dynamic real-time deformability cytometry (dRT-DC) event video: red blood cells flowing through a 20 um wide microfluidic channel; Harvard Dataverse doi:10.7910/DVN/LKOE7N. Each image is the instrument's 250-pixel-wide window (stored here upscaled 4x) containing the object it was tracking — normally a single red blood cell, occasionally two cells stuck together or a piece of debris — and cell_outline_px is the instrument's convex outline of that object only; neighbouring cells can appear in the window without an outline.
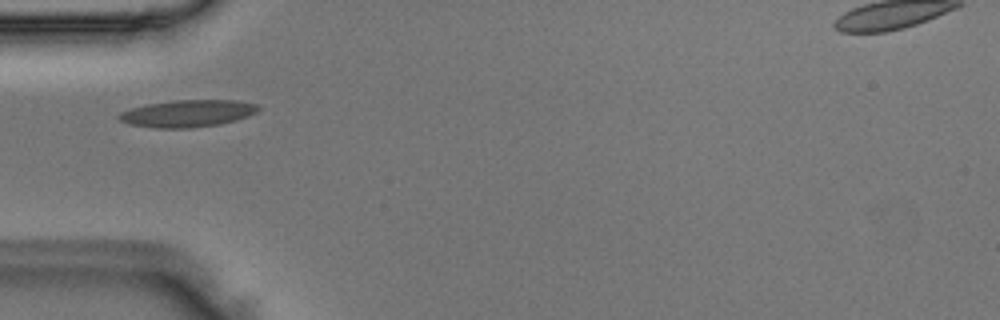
{"species": "Egyptian fruit bat (a non-hibernating species)", "species_latin": "Rousettus aegyptiacus", "temperature_condition": "room temperature", "stored_images_in_passage": 32, "camera_frame_rate_fps": 3000, "um_per_image_px": 0.085, "animal": {"sex": "male"}, "frame": {"image": 1, "passage_image": 2, "time_ms": 0.333, "image_size_px": [1000, 320], "cell_outline_px": [[260, 108], [256, 112], [248, 116], [236, 120], [220, 124], [192, 128], [152, 128], [128, 124], [120, 120], [116, 116], [120, 112], [132, 108], [148, 104], [176, 100], [236, 100], [256, 104]], "centroid_in_image_um": [15.93, 9.65], "position_along_channel_um": 69.1, "area_um2": 22.02}}
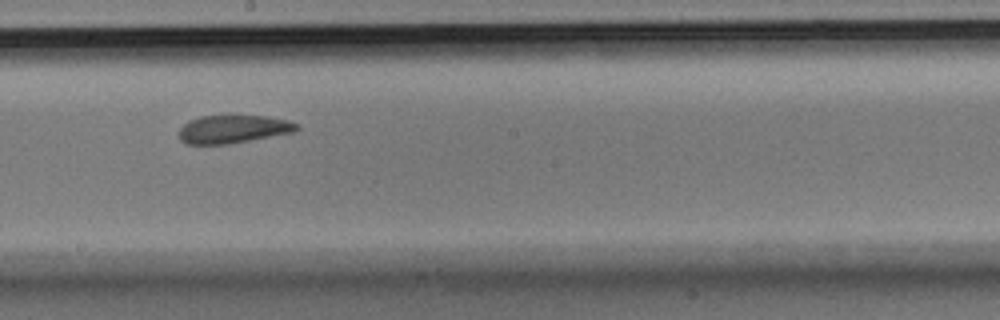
{"frame": {"image": 2, "passage_image": 14, "time_ms": 4.333, "image_size_px": [1000, 320], "cell_outline_px": [[300, 128], [296, 132], [228, 144], [184, 144], [180, 140], [180, 128], [188, 120], [200, 116], [228, 112], [232, 112], [264, 116], [288, 120], [300, 124]], "centroid_in_image_um": [19.84, 10.92], "position_along_channel_um": 228.4, "area_um2": 20.35}}
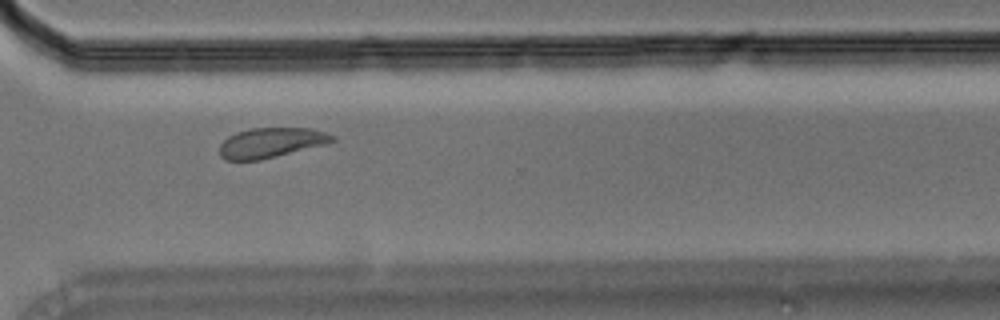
{"frame": {"image": 3, "passage_image": 23, "time_ms": 7.333, "image_size_px": [1000, 320], "cell_outline_px": [[336, 140], [324, 144], [260, 160], [224, 160], [220, 156], [220, 144], [228, 136], [236, 132], [252, 128], [308, 128], [324, 132], [336, 136]], "centroid_in_image_um": [23.0, 12.12], "position_along_channel_um": 347.6, "area_um2": 19.48}}